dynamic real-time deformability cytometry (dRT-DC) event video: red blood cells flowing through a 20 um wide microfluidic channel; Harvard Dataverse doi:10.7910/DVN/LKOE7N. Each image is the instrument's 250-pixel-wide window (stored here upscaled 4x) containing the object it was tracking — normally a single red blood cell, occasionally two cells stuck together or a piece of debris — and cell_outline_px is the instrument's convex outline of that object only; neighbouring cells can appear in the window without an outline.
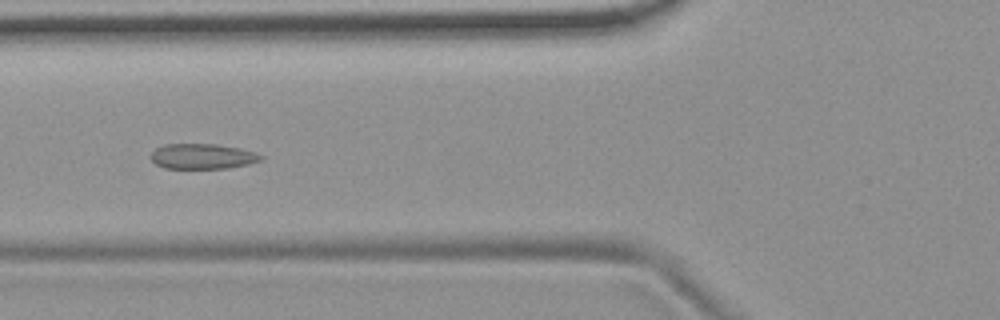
{"species": "common noctule bat (a hibernating species)", "species_latin": "Nyctalus noctula", "temperature_condition": "room temperature", "stored_images_in_passage": 6, "camera_frame_rate_fps": 3000, "um_per_image_px": 0.085, "animal": {"sex": "female", "body_mass_g": 19.9}, "frame": {"image": 1, "passage_image": 6, "time_ms": 6.0, "image_size_px": [1000, 320], "cell_outline_px": [[264, 160], [248, 164], [224, 168], [164, 168], [156, 164], [148, 156], [156, 148], [164, 144], [216, 144], [240, 148], [256, 152], [264, 156]], "centroid_in_image_um": [17.22, 13.28], "position_along_channel_um": 108.6, "area_um2": 16.3}}